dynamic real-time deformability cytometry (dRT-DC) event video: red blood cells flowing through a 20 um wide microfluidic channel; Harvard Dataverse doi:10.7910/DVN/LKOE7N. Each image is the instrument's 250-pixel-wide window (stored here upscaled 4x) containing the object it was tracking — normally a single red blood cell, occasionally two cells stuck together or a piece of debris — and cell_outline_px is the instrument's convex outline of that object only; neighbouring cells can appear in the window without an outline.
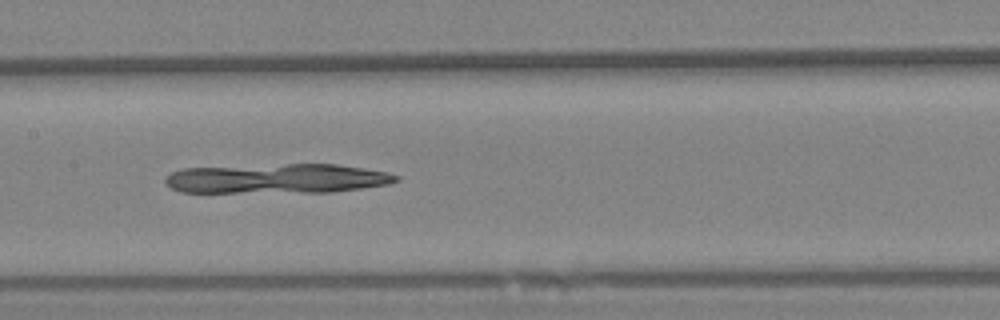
{"species": "Egyptian fruit bat (a non-hibernating species)", "species_latin": "Rousettus aegyptiacus", "temperature_condition": "warm", "stored_images_in_passage": 61, "camera_frame_rate_fps": 3000, "um_per_image_px": 0.085, "animal": {"sex": "female"}, "frame": {"image": 1, "passage_image": 30, "time_ms": 9.667, "image_size_px": [1000, 320], "cell_outline_px": [[400, 180], [388, 184], [332, 192], [180, 192], [164, 184], [164, 180], [172, 172], [184, 168], [288, 164], [336, 164], [388, 172], [400, 176]], "centroid_in_image_um": [23.57, 15.18], "position_along_channel_um": 183.8, "area_um2": 39.71}}